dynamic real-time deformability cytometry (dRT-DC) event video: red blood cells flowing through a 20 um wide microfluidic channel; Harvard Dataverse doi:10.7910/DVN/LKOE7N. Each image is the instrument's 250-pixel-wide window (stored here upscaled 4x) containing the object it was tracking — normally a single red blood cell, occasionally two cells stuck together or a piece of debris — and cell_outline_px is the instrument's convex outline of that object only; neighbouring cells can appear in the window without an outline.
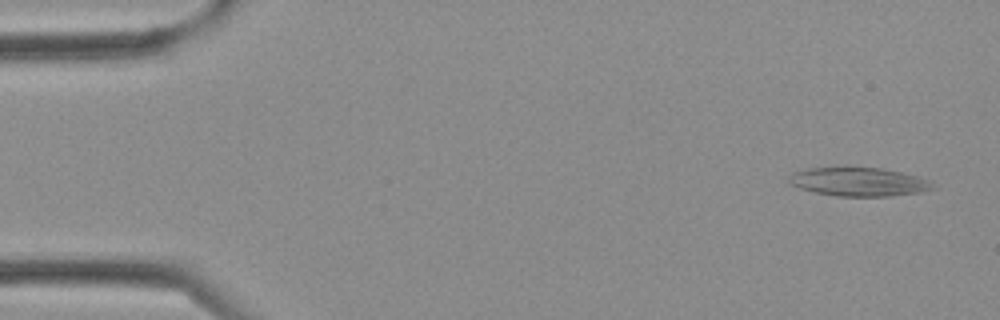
{"species": "Egyptian fruit bat (a non-hibernating species)", "species_latin": "Rousettus aegyptiacus", "temperature_condition": "cold", "stored_images_in_passage": 2, "camera_frame_rate_fps": 3000, "um_per_image_px": 0.085, "frame": {"image": 1, "passage_image": 1, "time_ms": 0.0, "image_size_px": [1000, 320], "cell_outline_px": [[936, 188], [920, 192], [888, 196], [836, 196], [816, 192], [800, 188], [788, 184], [788, 176], [792, 172], [808, 168], [880, 168], [920, 176], [932, 180]], "centroid_in_image_um": [73.01, 15.46], "position_along_channel_um": 12.0, "area_um2": 24.04}}